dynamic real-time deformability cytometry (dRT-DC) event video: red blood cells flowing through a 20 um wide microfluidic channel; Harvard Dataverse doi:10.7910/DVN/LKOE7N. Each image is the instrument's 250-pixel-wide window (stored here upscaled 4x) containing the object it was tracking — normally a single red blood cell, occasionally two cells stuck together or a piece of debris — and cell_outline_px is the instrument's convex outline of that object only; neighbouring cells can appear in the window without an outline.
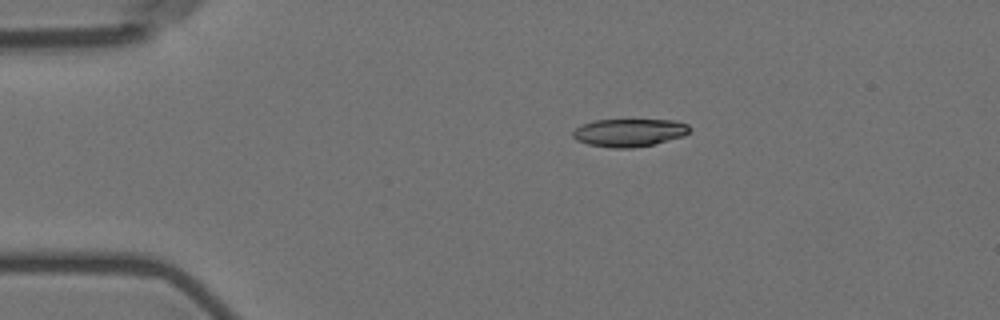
{"species": "Egyptian fruit bat (a non-hibernating species)", "species_latin": "Rousettus aegyptiacus", "temperature_condition": "room temperature", "stored_images_in_passage": 9, "camera_frame_rate_fps": 3000, "um_per_image_px": 0.085, "animal": {"sex": "female"}, "frame": {"image": 1, "passage_image": 2, "time_ms": 1.333, "image_size_px": [1000, 320], "cell_outline_px": [[692, 128], [684, 136], [652, 144], [632, 148], [612, 148], [588, 144], [576, 140], [572, 136], [572, 132], [576, 128], [584, 124], [596, 120], [672, 120], [688, 124]], "centroid_in_image_um": [53.49, 11.27], "position_along_channel_um": 31.5, "area_um2": 18.84}}
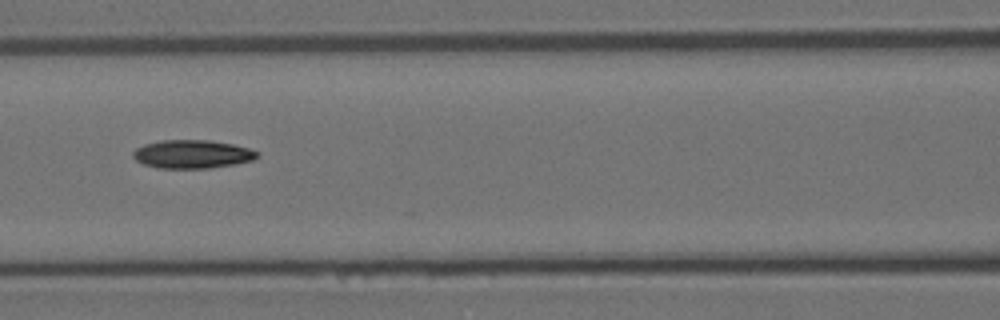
{"frame": {"image": 2, "passage_image": 6, "time_ms": 6.0, "image_size_px": [1000, 320], "cell_outline_px": [[260, 152], [252, 160], [236, 164], [208, 168], [160, 168], [144, 164], [136, 160], [132, 156], [132, 152], [136, 148], [144, 144], [160, 140], [208, 140], [232, 144], [248, 148]], "centroid_in_image_um": [16.31, 13.1], "position_along_channel_um": 150.3, "area_um2": 20.46}}
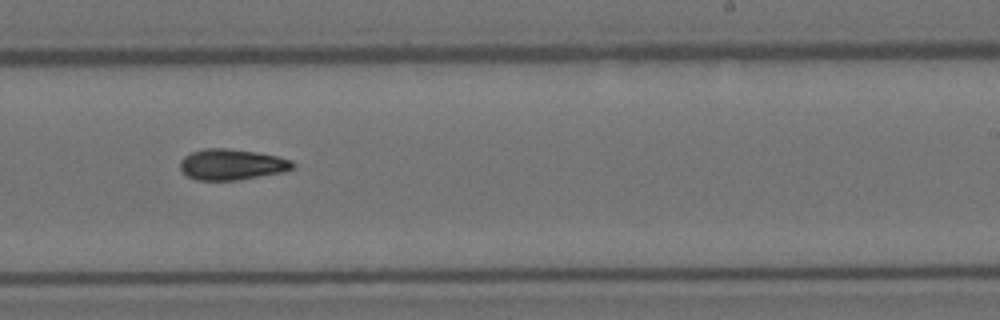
{"frame": {"image": 3, "passage_image": 9, "time_ms": 9.333, "image_size_px": [1000, 320], "cell_outline_px": [[296, 164], [292, 168], [284, 172], [240, 180], [196, 180], [188, 176], [180, 168], [180, 160], [184, 156], [192, 152], [204, 148], [228, 148], [256, 152], [276, 156], [292, 160]], "centroid_in_image_um": [19.71, 13.98], "position_along_channel_um": 269.3, "area_um2": 20.35}}